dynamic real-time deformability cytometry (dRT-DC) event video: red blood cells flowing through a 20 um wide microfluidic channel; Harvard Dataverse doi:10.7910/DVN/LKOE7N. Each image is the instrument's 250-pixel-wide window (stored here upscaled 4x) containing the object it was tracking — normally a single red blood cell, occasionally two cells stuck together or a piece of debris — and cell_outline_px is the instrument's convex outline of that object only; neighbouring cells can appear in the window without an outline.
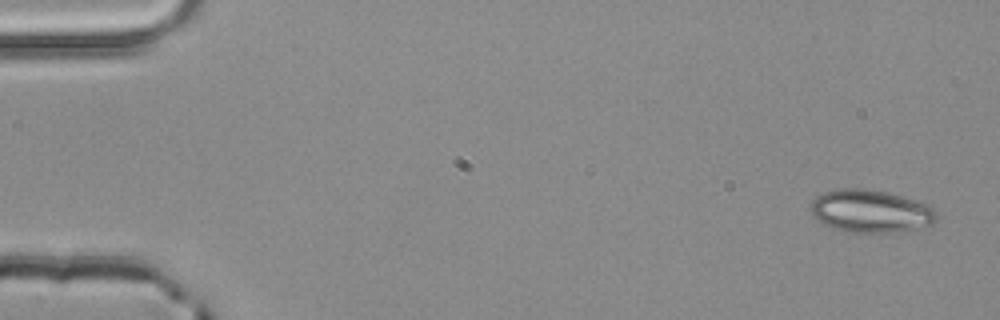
{"species": "common noctule bat (a hibernating species)", "species_latin": "Nyctalus noctula", "temperature_condition": "room temperature", "stored_images_in_passage": 4, "camera_frame_rate_fps": 3000, "um_per_image_px": 0.085, "animal": {"sex": "male", "body_mass_g": 20.4}, "frame": {"image": 1, "passage_image": 1, "time_ms": 0.0, "image_size_px": [1000, 320], "cell_outline_px": [[936, 220], [928, 224], [904, 232], [848, 232], [836, 228], [812, 216], [812, 200], [816, 196], [824, 192], [840, 188], [864, 188], [884, 192], [916, 200], [928, 204], [936, 212]], "centroid_in_image_um": [74.01, 17.94], "position_along_channel_um": 11.0, "area_um2": 30.87}}